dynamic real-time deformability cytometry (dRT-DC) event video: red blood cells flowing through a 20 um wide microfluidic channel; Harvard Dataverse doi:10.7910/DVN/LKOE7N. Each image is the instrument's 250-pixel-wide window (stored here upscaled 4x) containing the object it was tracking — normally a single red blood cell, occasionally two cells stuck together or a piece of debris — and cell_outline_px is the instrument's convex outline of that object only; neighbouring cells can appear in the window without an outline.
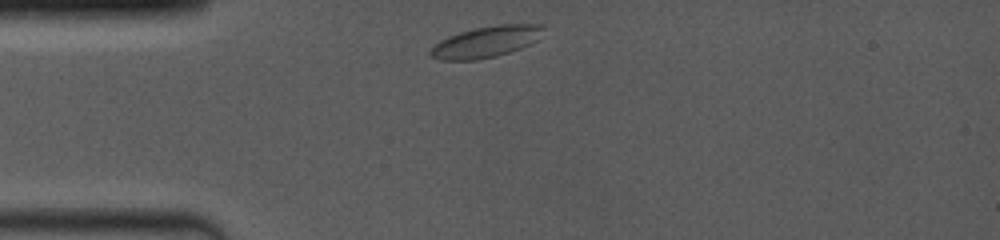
{"species": "common noctule bat (a hibernating species)", "species_latin": "Nyctalus noctula", "temperature_condition": "room temperature", "stored_images_in_passage": 2, "camera_frame_rate_fps": 4000, "um_per_image_px": 0.085, "animal": {"sex": "female", "body_mass_g": 19.0, "forearm_length_mm": 53.3}, "frame": {"image": 1, "passage_image": 1, "time_ms": 0.0, "image_size_px": [1000, 240], "cell_outline_px": [[544, 28], [536, 40], [520, 48], [496, 56], [476, 60], [440, 60], [432, 56], [428, 52], [440, 40], [448, 36], [460, 32], [476, 28], [496, 24], [544, 24]], "centroid_in_image_um": [41.3, 3.55], "position_along_channel_um": 43.7, "area_um2": 20.29}}